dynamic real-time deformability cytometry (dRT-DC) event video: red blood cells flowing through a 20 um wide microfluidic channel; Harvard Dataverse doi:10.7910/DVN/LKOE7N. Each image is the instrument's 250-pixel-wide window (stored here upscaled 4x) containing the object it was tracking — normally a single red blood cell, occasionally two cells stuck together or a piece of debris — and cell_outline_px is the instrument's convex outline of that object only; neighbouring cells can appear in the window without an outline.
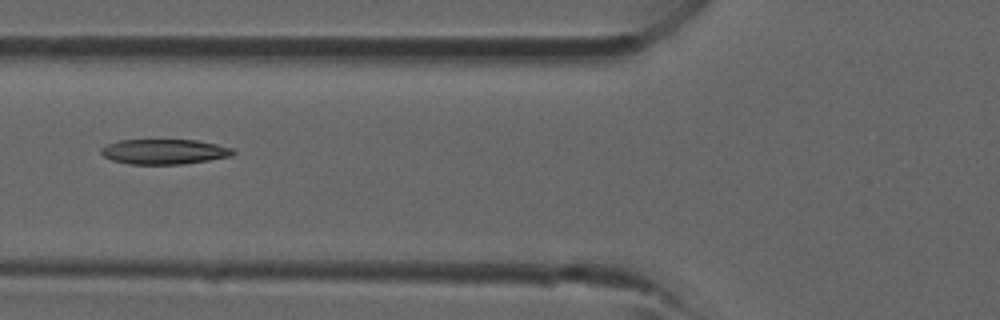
{"species": "common noctule bat (a hibernating species)", "species_latin": "Nyctalus noctula", "temperature_condition": "room temperature", "stored_images_in_passage": 5, "camera_frame_rate_fps": 3000, "um_per_image_px": 0.085, "animal": {"sex": "male", "forearm_length_mm": 52.5}, "frame": {"image": 1, "passage_image": 5, "time_ms": 4.667, "image_size_px": [1000, 320], "cell_outline_px": [[236, 152], [232, 156], [184, 164], [128, 164], [112, 160], [104, 156], [100, 152], [100, 148], [108, 144], [120, 140], [196, 140], [216, 144], [232, 148]], "centroid_in_image_um": [13.96, 12.89], "position_along_channel_um": 111.8, "area_um2": 19.25}}